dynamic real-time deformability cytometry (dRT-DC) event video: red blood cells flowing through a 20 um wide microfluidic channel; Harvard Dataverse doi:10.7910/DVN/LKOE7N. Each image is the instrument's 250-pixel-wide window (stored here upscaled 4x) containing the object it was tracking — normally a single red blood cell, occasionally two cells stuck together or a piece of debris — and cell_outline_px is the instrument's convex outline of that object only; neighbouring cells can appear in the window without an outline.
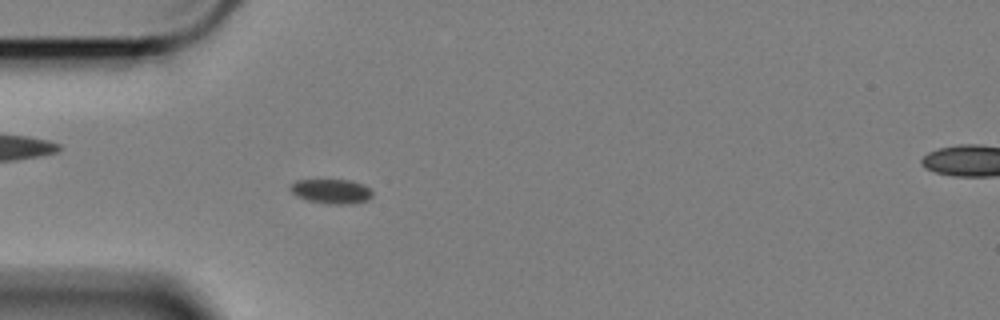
{"species": "Egyptian fruit bat (a non-hibernating species)", "species_latin": "Rousettus aegyptiacus", "temperature_condition": "cold", "stored_images_in_passage": 59, "camera_frame_rate_fps": 3000, "um_per_image_px": 0.085, "animal": {"sex": "female"}, "frame": {"image": 1, "passage_image": 17, "time_ms": 5.333, "image_size_px": [1000, 320], "cell_outline_px": [[372, 196], [368, 200], [352, 204], [328, 204], [308, 200], [296, 196], [288, 188], [296, 180], [352, 180], [364, 184], [372, 192]], "centroid_in_image_um": [28.18, 16.26], "position_along_channel_um": 56.8, "area_um2": 11.79}}
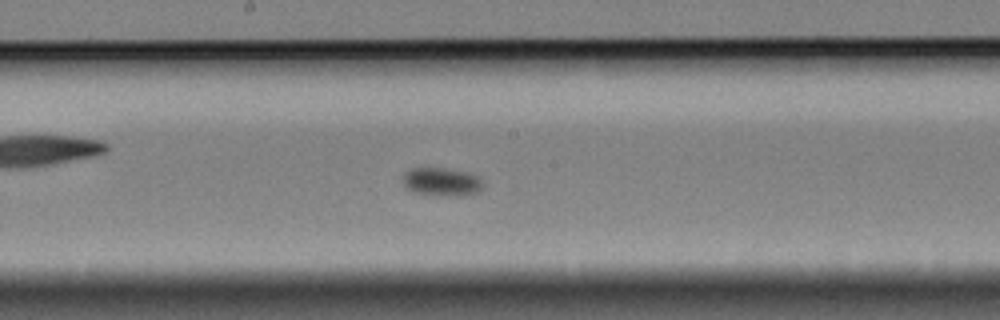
{"frame": {"image": 2, "passage_image": 31, "time_ms": 10.0, "image_size_px": [1000, 320], "cell_outline_px": [[484, 188], [480, 192], [464, 196], [444, 196], [412, 192], [404, 184], [404, 172], [412, 168], [448, 168], [468, 172], [480, 176], [484, 180]], "centroid_in_image_um": [37.65, 15.46], "position_along_channel_um": 210.6, "area_um2": 13.64}}
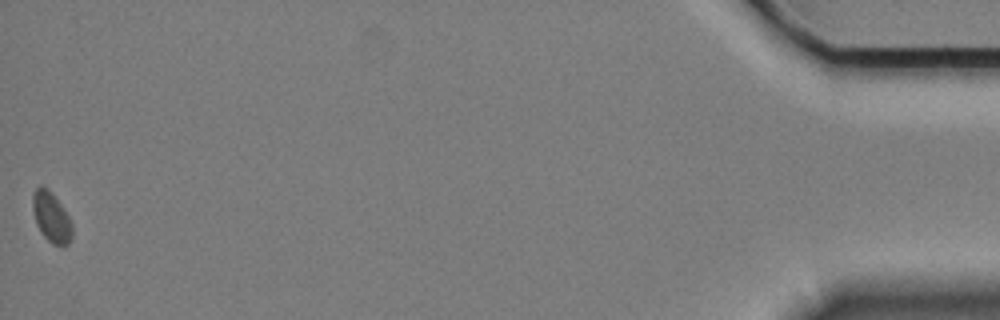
{"frame": {"image": 3, "passage_image": 59, "time_ms": 19.333, "image_size_px": [1000, 320], "cell_outline_px": [[72, 240], [68, 244], [52, 244], [40, 232], [36, 224], [32, 208], [32, 196], [36, 188], [48, 188], [60, 204], [68, 216], [72, 224]], "centroid_in_image_um": [4.35, 18.49], "position_along_channel_um": 430.8, "area_um2": 11.33}}